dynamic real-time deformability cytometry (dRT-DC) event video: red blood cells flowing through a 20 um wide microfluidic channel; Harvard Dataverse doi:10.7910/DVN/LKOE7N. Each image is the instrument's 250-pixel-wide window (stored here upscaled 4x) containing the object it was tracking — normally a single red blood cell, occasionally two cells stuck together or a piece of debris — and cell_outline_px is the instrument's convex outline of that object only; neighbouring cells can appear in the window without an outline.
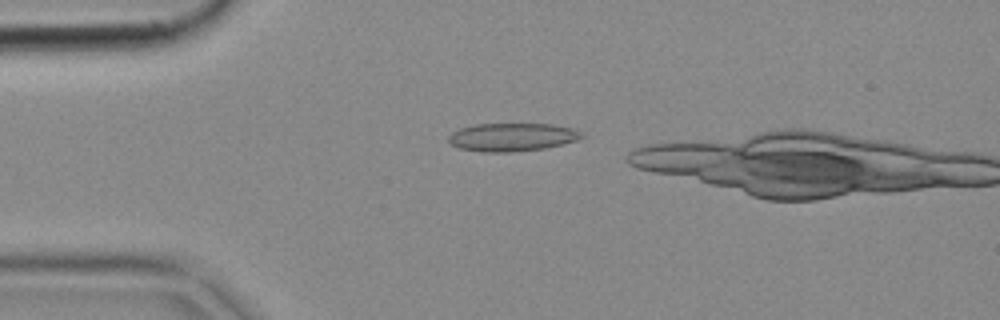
{"species": "common noctule bat (a hibernating species)", "species_latin": "Nyctalus noctula", "temperature_condition": "cold", "stored_images_in_passage": 14, "camera_frame_rate_fps": 3000, "um_per_image_px": 0.085, "animal": {"sex": "female", "body_mass_g": 18.4}, "frame": {"image": 1, "passage_image": 12, "time_ms": 3.667, "image_size_px": [1000, 320], "cell_outline_px": [[584, 136], [576, 140], [544, 148], [508, 152], [488, 152], [460, 148], [452, 144], [448, 140], [448, 136], [452, 132], [460, 128], [476, 124], [552, 124], [572, 128], [580, 132]], "centroid_in_image_um": [43.5, 11.64], "position_along_channel_um": 41.5, "area_um2": 21.5}}